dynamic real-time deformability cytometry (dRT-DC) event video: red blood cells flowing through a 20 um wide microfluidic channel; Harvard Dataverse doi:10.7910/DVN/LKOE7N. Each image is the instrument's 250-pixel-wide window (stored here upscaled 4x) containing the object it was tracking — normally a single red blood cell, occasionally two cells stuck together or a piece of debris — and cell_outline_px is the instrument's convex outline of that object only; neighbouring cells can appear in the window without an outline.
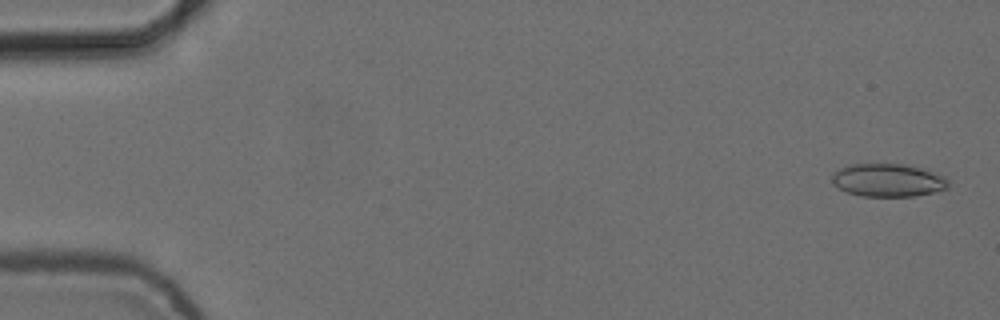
{"species": "common noctule bat (a hibernating species)", "species_latin": "Nyctalus noctula", "temperature_condition": "cold", "stored_images_in_passage": 6, "camera_frame_rate_fps": 3000, "um_per_image_px": 0.085, "animal": {"sex": "female", "body_mass_g": 24.6, "forearm_length_mm": 56.2}, "frame": {"image": 1, "passage_image": 1, "time_ms": 0.0, "image_size_px": [1000, 320], "cell_outline_px": [[948, 188], [916, 196], [860, 196], [848, 192], [832, 184], [832, 172], [848, 164], [904, 164], [928, 168], [944, 176], [948, 180]], "centroid_in_image_um": [75.49, 15.3], "position_along_channel_um": 9.5, "area_um2": 22.66}}